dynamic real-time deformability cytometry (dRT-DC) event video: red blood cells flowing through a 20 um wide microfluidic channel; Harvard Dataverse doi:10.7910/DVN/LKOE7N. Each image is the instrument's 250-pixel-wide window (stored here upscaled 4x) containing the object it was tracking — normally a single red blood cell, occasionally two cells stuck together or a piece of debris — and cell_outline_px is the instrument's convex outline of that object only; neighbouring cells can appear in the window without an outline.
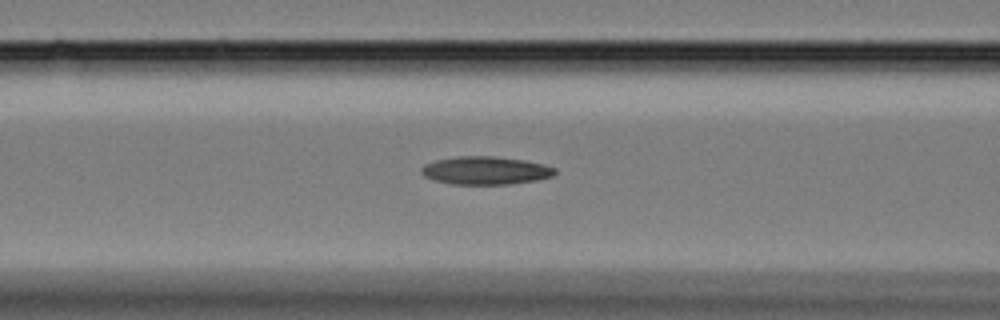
{"species": "Egyptian fruit bat (a non-hibernating species)", "species_latin": "Rousettus aegyptiacus", "temperature_condition": "cold", "stored_images_in_passage": 31, "camera_frame_rate_fps": 3000, "um_per_image_px": 0.085, "animal": {"sex": "female"}, "frame": {"image": 1, "passage_image": 6, "time_ms": 1.667, "image_size_px": [1000, 320], "cell_outline_px": [[556, 172], [552, 176], [536, 180], [508, 184], [452, 184], [436, 180], [424, 176], [420, 172], [420, 168], [424, 164], [436, 160], [456, 156], [492, 156], [524, 160], [544, 164], [556, 168]], "centroid_in_image_um": [41.25, 14.48], "position_along_channel_um": 125.3, "area_um2": 21.79}}
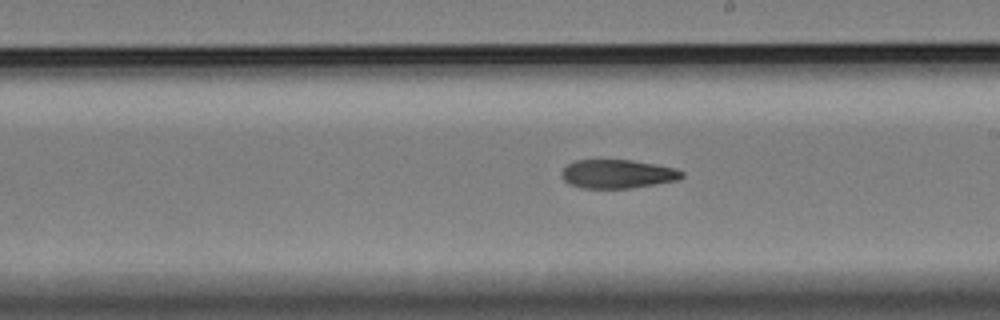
{"frame": {"image": 2, "passage_image": 16, "time_ms": 5.0, "image_size_px": [1000, 320], "cell_outline_px": [[684, 176], [676, 180], [656, 184], [628, 188], [580, 188], [568, 184], [560, 176], [560, 172], [568, 164], [576, 160], [632, 160], [676, 168], [684, 172]], "centroid_in_image_um": [52.46, 14.79], "position_along_channel_um": 236.5, "area_um2": 20.17}}
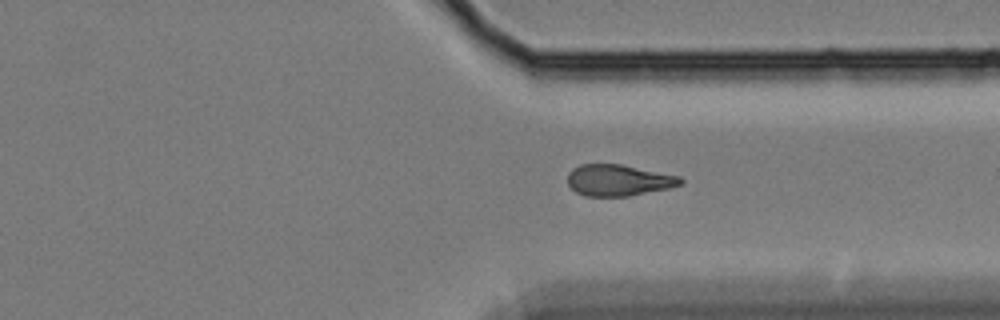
{"frame": {"image": 3, "passage_image": 27, "time_ms": 8.667, "image_size_px": [1000, 320], "cell_outline_px": [[684, 184], [668, 188], [628, 196], [584, 196], [576, 192], [568, 184], [568, 172], [572, 168], [580, 164], [620, 164], [680, 176], [684, 180]], "centroid_in_image_um": [52.57, 15.31], "position_along_channel_um": 358.8, "area_um2": 20.63}}